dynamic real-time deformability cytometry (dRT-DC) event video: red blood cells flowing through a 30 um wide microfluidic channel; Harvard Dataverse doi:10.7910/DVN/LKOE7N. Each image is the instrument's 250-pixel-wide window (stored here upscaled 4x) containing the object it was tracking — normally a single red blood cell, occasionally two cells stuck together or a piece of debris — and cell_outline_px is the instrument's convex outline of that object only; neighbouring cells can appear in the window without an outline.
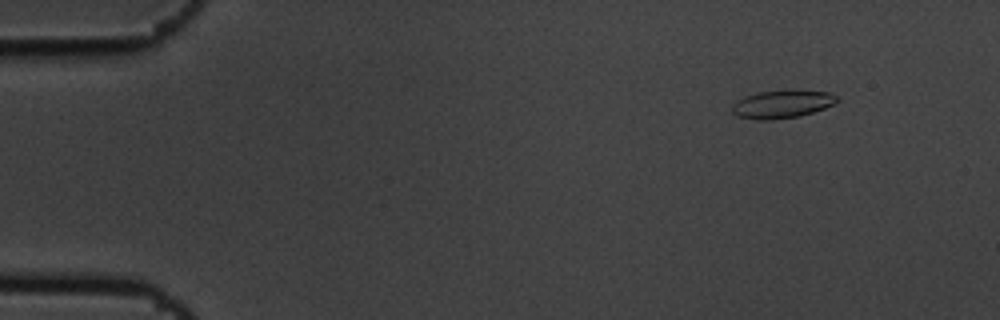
{"species": "common noctule bat (a hibernating species)", "species_latin": "Nyctalus noctula", "temperature_condition": "cold", "stored_images_in_passage": 4, "camera_frame_rate_fps": 3000, "um_per_image_px": 0.085, "animal": {"sex": "male", "body_mass_g": 19.5, "forearm_length_mm": 54.6}, "frame": {"image": 1, "passage_image": 2, "time_ms": 0.333, "image_size_px": [1000, 320], "cell_outline_px": [[840, 100], [836, 104], [800, 116], [772, 120], [760, 120], [736, 116], [732, 112], [732, 104], [736, 100], [756, 92], [792, 88], [832, 92]], "centroid_in_image_um": [66.52, 8.81], "position_along_channel_um": 18.5, "area_um2": 17.8}}